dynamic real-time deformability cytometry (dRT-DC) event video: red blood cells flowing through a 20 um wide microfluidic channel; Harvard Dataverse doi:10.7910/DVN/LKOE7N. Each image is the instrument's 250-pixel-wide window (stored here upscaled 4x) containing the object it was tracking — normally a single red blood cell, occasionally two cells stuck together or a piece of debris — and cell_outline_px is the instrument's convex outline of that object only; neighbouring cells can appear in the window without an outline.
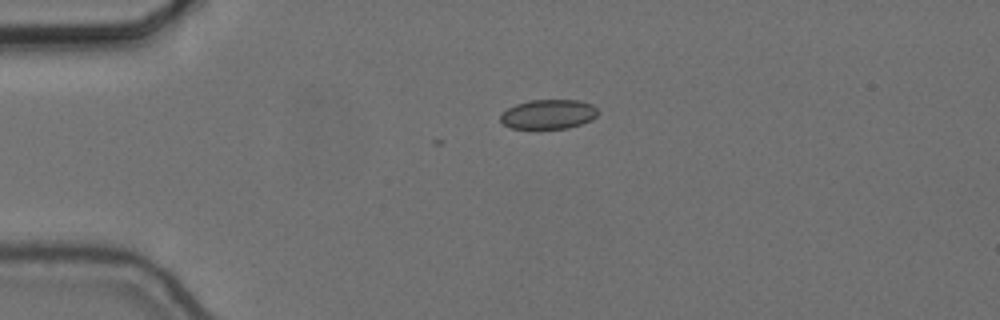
{"species": "common noctule bat (a hibernating species)", "species_latin": "Nyctalus noctula", "temperature_condition": "cold", "stored_images_in_passage": 8, "camera_frame_rate_fps": 3000, "um_per_image_px": 0.085, "animal": {"sex": "female", "body_mass_g": 24.6, "forearm_length_mm": 56.2}, "frame": {"image": 1, "passage_image": 1, "time_ms": 0.0, "image_size_px": [1000, 320], "cell_outline_px": [[596, 116], [592, 120], [568, 128], [512, 128], [504, 124], [500, 120], [500, 112], [516, 104], [528, 100], [580, 100], [592, 104], [596, 108]], "centroid_in_image_um": [46.59, 9.7], "position_along_channel_um": 38.4, "area_um2": 16.7}}
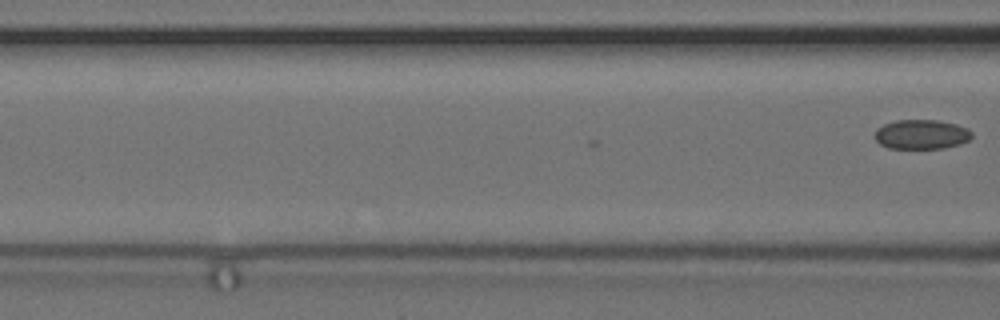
{"frame": {"image": 2, "passage_image": 8, "time_ms": 2.333, "image_size_px": [1000, 320], "cell_outline_px": [[972, 136], [968, 140], [960, 144], [944, 148], [888, 148], [880, 144], [876, 140], [876, 128], [884, 124], [896, 120], [936, 120], [956, 124], [968, 128], [972, 132]], "centroid_in_image_um": [78.33, 11.42], "position_along_channel_um": 88.3, "area_um2": 16.65}}